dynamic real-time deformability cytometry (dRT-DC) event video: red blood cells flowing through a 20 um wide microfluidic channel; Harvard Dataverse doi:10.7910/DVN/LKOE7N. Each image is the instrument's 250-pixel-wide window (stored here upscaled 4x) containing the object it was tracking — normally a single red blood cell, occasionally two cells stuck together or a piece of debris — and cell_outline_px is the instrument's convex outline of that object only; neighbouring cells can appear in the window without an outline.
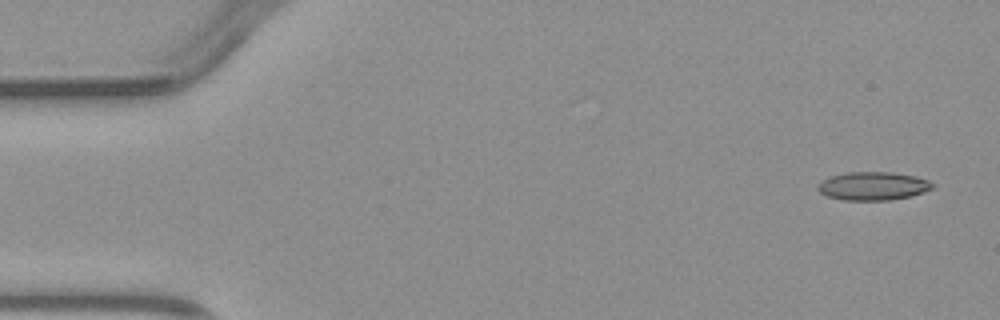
{"species": "common noctule bat (a hibernating species)", "species_latin": "Nyctalus noctula", "temperature_condition": "warm", "stored_images_in_passage": 5, "camera_frame_rate_fps": 3000, "um_per_image_px": 0.085, "animal": {"sex": "male", "body_mass_g": 23.1, "forearm_length_mm": 52.7}, "frame": {"image": 1, "passage_image": 1, "time_ms": 0.0, "image_size_px": [1000, 320], "cell_outline_px": [[936, 184], [932, 188], [912, 196], [888, 200], [844, 200], [828, 196], [820, 192], [816, 188], [816, 184], [820, 180], [828, 176], [848, 172], [892, 172], [916, 176], [928, 180]], "centroid_in_image_um": [74.17, 15.8], "position_along_channel_um": 10.8, "area_um2": 19.13}}